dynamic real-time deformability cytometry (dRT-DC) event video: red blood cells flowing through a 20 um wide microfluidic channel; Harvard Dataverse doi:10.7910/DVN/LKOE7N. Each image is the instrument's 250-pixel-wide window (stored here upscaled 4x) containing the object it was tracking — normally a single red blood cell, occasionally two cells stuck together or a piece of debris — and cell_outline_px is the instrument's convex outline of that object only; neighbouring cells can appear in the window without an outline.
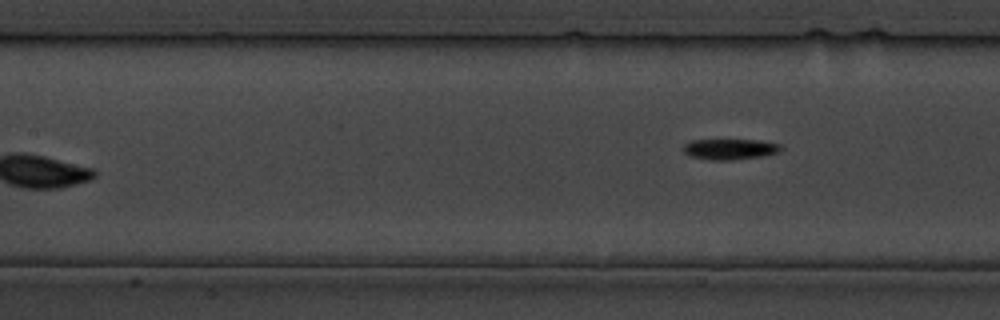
{"species": "common noctule bat (a hibernating species)", "species_latin": "Nyctalus noctula", "temperature_condition": "cold", "stored_images_in_passage": 18, "camera_frame_rate_fps": 3000, "um_per_image_px": 0.085, "animal": {"sex": "male", "body_mass_g": 19.5, "forearm_length_mm": 54.6}, "frame": {"image": 1, "passage_image": 18, "time_ms": 21.333, "image_size_px": [1000, 320], "cell_outline_px": [[780, 152], [760, 156], [728, 160], [712, 160], [688, 156], [684, 152], [684, 144], [692, 140], [760, 140], [780, 144]], "centroid_in_image_um": [62.01, 12.67], "position_along_channel_um": 145.4, "area_um2": 11.62}}